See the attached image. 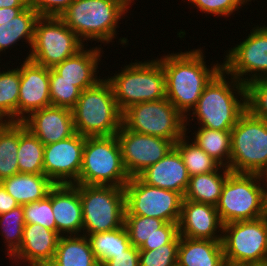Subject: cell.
<instances>
[{"instance_id": "6da1fadb", "label": "cell", "mask_w": 267, "mask_h": 266, "mask_svg": "<svg viewBox=\"0 0 267 266\" xmlns=\"http://www.w3.org/2000/svg\"><path fill=\"white\" fill-rule=\"evenodd\" d=\"M206 50L188 48L158 57L165 75L166 98L186 117L196 106L205 86L222 69V62L207 65Z\"/></svg>"}, {"instance_id": "7a4b0ae2", "label": "cell", "mask_w": 267, "mask_h": 266, "mask_svg": "<svg viewBox=\"0 0 267 266\" xmlns=\"http://www.w3.org/2000/svg\"><path fill=\"white\" fill-rule=\"evenodd\" d=\"M246 110V86L222 68L205 86L196 106L185 117V127L197 120L194 128L198 124L197 127L231 131Z\"/></svg>"}, {"instance_id": "3957f363", "label": "cell", "mask_w": 267, "mask_h": 266, "mask_svg": "<svg viewBox=\"0 0 267 266\" xmlns=\"http://www.w3.org/2000/svg\"><path fill=\"white\" fill-rule=\"evenodd\" d=\"M134 4L135 0H73L59 17L85 45L95 41L100 47L113 46L120 21Z\"/></svg>"}, {"instance_id": "277c9868", "label": "cell", "mask_w": 267, "mask_h": 266, "mask_svg": "<svg viewBox=\"0 0 267 266\" xmlns=\"http://www.w3.org/2000/svg\"><path fill=\"white\" fill-rule=\"evenodd\" d=\"M154 58L131 60L118 72H112L113 76H104L122 112L136 103L166 98L164 69L157 57Z\"/></svg>"}, {"instance_id": "5b68a950", "label": "cell", "mask_w": 267, "mask_h": 266, "mask_svg": "<svg viewBox=\"0 0 267 266\" xmlns=\"http://www.w3.org/2000/svg\"><path fill=\"white\" fill-rule=\"evenodd\" d=\"M71 110L76 132L85 137L113 136L122 126L123 112L105 77L96 85L81 91Z\"/></svg>"}, {"instance_id": "8992f818", "label": "cell", "mask_w": 267, "mask_h": 266, "mask_svg": "<svg viewBox=\"0 0 267 266\" xmlns=\"http://www.w3.org/2000/svg\"><path fill=\"white\" fill-rule=\"evenodd\" d=\"M263 175L231 172L216 205L222 224L256 220L265 213Z\"/></svg>"}, {"instance_id": "52a82bcc", "label": "cell", "mask_w": 267, "mask_h": 266, "mask_svg": "<svg viewBox=\"0 0 267 266\" xmlns=\"http://www.w3.org/2000/svg\"><path fill=\"white\" fill-rule=\"evenodd\" d=\"M129 179L116 135L86 137L82 167L75 184L124 188Z\"/></svg>"}, {"instance_id": "ba28073f", "label": "cell", "mask_w": 267, "mask_h": 266, "mask_svg": "<svg viewBox=\"0 0 267 266\" xmlns=\"http://www.w3.org/2000/svg\"><path fill=\"white\" fill-rule=\"evenodd\" d=\"M228 169L236 173L267 174V122L248 110L231 130Z\"/></svg>"}, {"instance_id": "9c48e42d", "label": "cell", "mask_w": 267, "mask_h": 266, "mask_svg": "<svg viewBox=\"0 0 267 266\" xmlns=\"http://www.w3.org/2000/svg\"><path fill=\"white\" fill-rule=\"evenodd\" d=\"M82 235L108 232L124 225L125 191L117 186L79 185Z\"/></svg>"}, {"instance_id": "30bf717a", "label": "cell", "mask_w": 267, "mask_h": 266, "mask_svg": "<svg viewBox=\"0 0 267 266\" xmlns=\"http://www.w3.org/2000/svg\"><path fill=\"white\" fill-rule=\"evenodd\" d=\"M84 46L60 17L40 16L35 24L30 52H26L23 59L50 69L75 55Z\"/></svg>"}, {"instance_id": "8fae6325", "label": "cell", "mask_w": 267, "mask_h": 266, "mask_svg": "<svg viewBox=\"0 0 267 266\" xmlns=\"http://www.w3.org/2000/svg\"><path fill=\"white\" fill-rule=\"evenodd\" d=\"M122 124L133 132L171 140L185 133V117L167 99L140 102L123 111Z\"/></svg>"}, {"instance_id": "7c38bea8", "label": "cell", "mask_w": 267, "mask_h": 266, "mask_svg": "<svg viewBox=\"0 0 267 266\" xmlns=\"http://www.w3.org/2000/svg\"><path fill=\"white\" fill-rule=\"evenodd\" d=\"M221 242L227 265L267 263V234L262 217L224 224Z\"/></svg>"}, {"instance_id": "4fadbf2b", "label": "cell", "mask_w": 267, "mask_h": 266, "mask_svg": "<svg viewBox=\"0 0 267 266\" xmlns=\"http://www.w3.org/2000/svg\"><path fill=\"white\" fill-rule=\"evenodd\" d=\"M253 24L248 36L224 52L222 68L244 85L267 78V24Z\"/></svg>"}, {"instance_id": "5bb4252c", "label": "cell", "mask_w": 267, "mask_h": 266, "mask_svg": "<svg viewBox=\"0 0 267 266\" xmlns=\"http://www.w3.org/2000/svg\"><path fill=\"white\" fill-rule=\"evenodd\" d=\"M125 215L159 218L166 223H178L184 196L181 193L153 187L139 177H130L124 187Z\"/></svg>"}, {"instance_id": "9a60e30c", "label": "cell", "mask_w": 267, "mask_h": 266, "mask_svg": "<svg viewBox=\"0 0 267 266\" xmlns=\"http://www.w3.org/2000/svg\"><path fill=\"white\" fill-rule=\"evenodd\" d=\"M116 137L121 148L123 165L129 177H138L174 148L171 140L133 132L123 124Z\"/></svg>"}, {"instance_id": "2e32d148", "label": "cell", "mask_w": 267, "mask_h": 266, "mask_svg": "<svg viewBox=\"0 0 267 266\" xmlns=\"http://www.w3.org/2000/svg\"><path fill=\"white\" fill-rule=\"evenodd\" d=\"M85 136L74 135L44 145L43 174L54 184H75L82 167Z\"/></svg>"}, {"instance_id": "e0dca14e", "label": "cell", "mask_w": 267, "mask_h": 266, "mask_svg": "<svg viewBox=\"0 0 267 266\" xmlns=\"http://www.w3.org/2000/svg\"><path fill=\"white\" fill-rule=\"evenodd\" d=\"M18 64L20 88L18 97V122L33 111L51 105L49 90V68L24 59Z\"/></svg>"}, {"instance_id": "ac0fdd59", "label": "cell", "mask_w": 267, "mask_h": 266, "mask_svg": "<svg viewBox=\"0 0 267 266\" xmlns=\"http://www.w3.org/2000/svg\"><path fill=\"white\" fill-rule=\"evenodd\" d=\"M44 145L59 142L76 133L72 110L47 106L33 111L21 121Z\"/></svg>"}, {"instance_id": "d6986e66", "label": "cell", "mask_w": 267, "mask_h": 266, "mask_svg": "<svg viewBox=\"0 0 267 266\" xmlns=\"http://www.w3.org/2000/svg\"><path fill=\"white\" fill-rule=\"evenodd\" d=\"M178 229L181 237L222 241L223 224L210 204L183 199Z\"/></svg>"}, {"instance_id": "ffe728a7", "label": "cell", "mask_w": 267, "mask_h": 266, "mask_svg": "<svg viewBox=\"0 0 267 266\" xmlns=\"http://www.w3.org/2000/svg\"><path fill=\"white\" fill-rule=\"evenodd\" d=\"M89 46L85 45L75 55L66 58L53 68L58 73V80H68L83 91L103 79L98 70L101 66L98 65H102L105 48L99 45Z\"/></svg>"}, {"instance_id": "44dd1931", "label": "cell", "mask_w": 267, "mask_h": 266, "mask_svg": "<svg viewBox=\"0 0 267 266\" xmlns=\"http://www.w3.org/2000/svg\"><path fill=\"white\" fill-rule=\"evenodd\" d=\"M52 212L56 232L61 236L82 235L83 214L79 184H55L52 187Z\"/></svg>"}, {"instance_id": "7402d4cb", "label": "cell", "mask_w": 267, "mask_h": 266, "mask_svg": "<svg viewBox=\"0 0 267 266\" xmlns=\"http://www.w3.org/2000/svg\"><path fill=\"white\" fill-rule=\"evenodd\" d=\"M60 236L58 232L40 224H25L20 249L9 259L15 264L11 266L53 260Z\"/></svg>"}, {"instance_id": "603a6c76", "label": "cell", "mask_w": 267, "mask_h": 266, "mask_svg": "<svg viewBox=\"0 0 267 266\" xmlns=\"http://www.w3.org/2000/svg\"><path fill=\"white\" fill-rule=\"evenodd\" d=\"M147 185L181 193L187 190L190 176L178 150L170 152L138 176Z\"/></svg>"}, {"instance_id": "cb8c5ba5", "label": "cell", "mask_w": 267, "mask_h": 266, "mask_svg": "<svg viewBox=\"0 0 267 266\" xmlns=\"http://www.w3.org/2000/svg\"><path fill=\"white\" fill-rule=\"evenodd\" d=\"M39 17V14L33 8L27 6L14 18L0 22V61L3 60V58L1 59L2 53H5L4 57H7V52L12 48L15 47L16 49L14 48L13 50H18L16 46L25 47V44H28L26 48L30 52L29 49H31L34 38L35 24ZM20 41L23 46L19 43Z\"/></svg>"}, {"instance_id": "d4e9b609", "label": "cell", "mask_w": 267, "mask_h": 266, "mask_svg": "<svg viewBox=\"0 0 267 266\" xmlns=\"http://www.w3.org/2000/svg\"><path fill=\"white\" fill-rule=\"evenodd\" d=\"M177 263L180 266H224L222 242L180 236Z\"/></svg>"}, {"instance_id": "484cf974", "label": "cell", "mask_w": 267, "mask_h": 266, "mask_svg": "<svg viewBox=\"0 0 267 266\" xmlns=\"http://www.w3.org/2000/svg\"><path fill=\"white\" fill-rule=\"evenodd\" d=\"M18 205L44 199L55 185L44 174L18 173L0 182Z\"/></svg>"}, {"instance_id": "4316f807", "label": "cell", "mask_w": 267, "mask_h": 266, "mask_svg": "<svg viewBox=\"0 0 267 266\" xmlns=\"http://www.w3.org/2000/svg\"><path fill=\"white\" fill-rule=\"evenodd\" d=\"M230 173L227 167L221 166L216 171L191 176L184 199L216 206Z\"/></svg>"}, {"instance_id": "83f0119b", "label": "cell", "mask_w": 267, "mask_h": 266, "mask_svg": "<svg viewBox=\"0 0 267 266\" xmlns=\"http://www.w3.org/2000/svg\"><path fill=\"white\" fill-rule=\"evenodd\" d=\"M190 127V128H189ZM186 134L205 153L218 162L221 166L229 168L231 154V131L213 130L205 127H185ZM193 128L192 130H190ZM194 135V136H193ZM192 136V137H191Z\"/></svg>"}, {"instance_id": "f1b7e54d", "label": "cell", "mask_w": 267, "mask_h": 266, "mask_svg": "<svg viewBox=\"0 0 267 266\" xmlns=\"http://www.w3.org/2000/svg\"><path fill=\"white\" fill-rule=\"evenodd\" d=\"M53 261L58 266H100L85 235L60 236Z\"/></svg>"}, {"instance_id": "f546056e", "label": "cell", "mask_w": 267, "mask_h": 266, "mask_svg": "<svg viewBox=\"0 0 267 266\" xmlns=\"http://www.w3.org/2000/svg\"><path fill=\"white\" fill-rule=\"evenodd\" d=\"M19 140L20 122L4 121L0 125V182L19 173Z\"/></svg>"}, {"instance_id": "4dcf8cb0", "label": "cell", "mask_w": 267, "mask_h": 266, "mask_svg": "<svg viewBox=\"0 0 267 266\" xmlns=\"http://www.w3.org/2000/svg\"><path fill=\"white\" fill-rule=\"evenodd\" d=\"M0 66V118L3 121H18V97L20 88V69L13 65ZM4 66V70L1 67ZM8 67V68H7ZM6 68V69H5ZM13 68V69H12Z\"/></svg>"}, {"instance_id": "1f68e13d", "label": "cell", "mask_w": 267, "mask_h": 266, "mask_svg": "<svg viewBox=\"0 0 267 266\" xmlns=\"http://www.w3.org/2000/svg\"><path fill=\"white\" fill-rule=\"evenodd\" d=\"M87 238L100 266L113 258V255L123 253L131 246L129 234L124 225L112 231L87 235Z\"/></svg>"}, {"instance_id": "d6a6232c", "label": "cell", "mask_w": 267, "mask_h": 266, "mask_svg": "<svg viewBox=\"0 0 267 266\" xmlns=\"http://www.w3.org/2000/svg\"><path fill=\"white\" fill-rule=\"evenodd\" d=\"M19 173L43 174L44 144L20 122Z\"/></svg>"}, {"instance_id": "836d02e7", "label": "cell", "mask_w": 267, "mask_h": 266, "mask_svg": "<svg viewBox=\"0 0 267 266\" xmlns=\"http://www.w3.org/2000/svg\"><path fill=\"white\" fill-rule=\"evenodd\" d=\"M174 147L181 155L190 177L213 172L221 167L218 162L195 144L186 133L175 142Z\"/></svg>"}, {"instance_id": "e575fe53", "label": "cell", "mask_w": 267, "mask_h": 266, "mask_svg": "<svg viewBox=\"0 0 267 266\" xmlns=\"http://www.w3.org/2000/svg\"><path fill=\"white\" fill-rule=\"evenodd\" d=\"M24 210L23 205H18L16 208L0 215V236L4 240L3 252L10 259L21 246L24 231Z\"/></svg>"}, {"instance_id": "d590c367", "label": "cell", "mask_w": 267, "mask_h": 266, "mask_svg": "<svg viewBox=\"0 0 267 266\" xmlns=\"http://www.w3.org/2000/svg\"><path fill=\"white\" fill-rule=\"evenodd\" d=\"M166 222L159 218L139 215H125L124 226L129 234L131 245L140 248L146 240L159 232Z\"/></svg>"}, {"instance_id": "8d00e7d4", "label": "cell", "mask_w": 267, "mask_h": 266, "mask_svg": "<svg viewBox=\"0 0 267 266\" xmlns=\"http://www.w3.org/2000/svg\"><path fill=\"white\" fill-rule=\"evenodd\" d=\"M185 1L190 5L189 7L192 6V9H197L201 14H205L204 16L207 18L211 15L214 17L217 16L216 18H222L224 16V19H228L230 16L234 17L236 11L237 14L240 13V10L248 9L247 5L250 6L251 1L255 2L257 0H184L183 2ZM242 7L244 8L242 9Z\"/></svg>"}, {"instance_id": "74e56055", "label": "cell", "mask_w": 267, "mask_h": 266, "mask_svg": "<svg viewBox=\"0 0 267 266\" xmlns=\"http://www.w3.org/2000/svg\"><path fill=\"white\" fill-rule=\"evenodd\" d=\"M49 90L51 105L72 109L81 90L68 80H58V73L53 69H49Z\"/></svg>"}, {"instance_id": "f35d334b", "label": "cell", "mask_w": 267, "mask_h": 266, "mask_svg": "<svg viewBox=\"0 0 267 266\" xmlns=\"http://www.w3.org/2000/svg\"><path fill=\"white\" fill-rule=\"evenodd\" d=\"M25 224H40L56 231V223L52 212V188L48 195L39 201L23 205Z\"/></svg>"}, {"instance_id": "ab89813d", "label": "cell", "mask_w": 267, "mask_h": 266, "mask_svg": "<svg viewBox=\"0 0 267 266\" xmlns=\"http://www.w3.org/2000/svg\"><path fill=\"white\" fill-rule=\"evenodd\" d=\"M178 235L171 243L153 250H139V266H173L177 263Z\"/></svg>"}, {"instance_id": "60d3db41", "label": "cell", "mask_w": 267, "mask_h": 266, "mask_svg": "<svg viewBox=\"0 0 267 266\" xmlns=\"http://www.w3.org/2000/svg\"><path fill=\"white\" fill-rule=\"evenodd\" d=\"M245 86L247 110L267 122V78L252 81Z\"/></svg>"}, {"instance_id": "b9f144b4", "label": "cell", "mask_w": 267, "mask_h": 266, "mask_svg": "<svg viewBox=\"0 0 267 266\" xmlns=\"http://www.w3.org/2000/svg\"><path fill=\"white\" fill-rule=\"evenodd\" d=\"M179 235L178 223H165L139 250H153L171 243Z\"/></svg>"}, {"instance_id": "7bdbcfd3", "label": "cell", "mask_w": 267, "mask_h": 266, "mask_svg": "<svg viewBox=\"0 0 267 266\" xmlns=\"http://www.w3.org/2000/svg\"><path fill=\"white\" fill-rule=\"evenodd\" d=\"M72 2L73 0H27V5L39 16L59 17Z\"/></svg>"}, {"instance_id": "ee69618b", "label": "cell", "mask_w": 267, "mask_h": 266, "mask_svg": "<svg viewBox=\"0 0 267 266\" xmlns=\"http://www.w3.org/2000/svg\"><path fill=\"white\" fill-rule=\"evenodd\" d=\"M102 266H139V248L130 246L123 253L113 255Z\"/></svg>"}, {"instance_id": "f6af8a7d", "label": "cell", "mask_w": 267, "mask_h": 266, "mask_svg": "<svg viewBox=\"0 0 267 266\" xmlns=\"http://www.w3.org/2000/svg\"><path fill=\"white\" fill-rule=\"evenodd\" d=\"M17 206L18 203L10 194L6 192V189L0 183V215L9 212Z\"/></svg>"}, {"instance_id": "bcb514c9", "label": "cell", "mask_w": 267, "mask_h": 266, "mask_svg": "<svg viewBox=\"0 0 267 266\" xmlns=\"http://www.w3.org/2000/svg\"><path fill=\"white\" fill-rule=\"evenodd\" d=\"M26 7L0 8V22L10 20L19 15Z\"/></svg>"}, {"instance_id": "7dc6e473", "label": "cell", "mask_w": 267, "mask_h": 266, "mask_svg": "<svg viewBox=\"0 0 267 266\" xmlns=\"http://www.w3.org/2000/svg\"><path fill=\"white\" fill-rule=\"evenodd\" d=\"M27 0H0V8L27 7Z\"/></svg>"}, {"instance_id": "c3c4849f", "label": "cell", "mask_w": 267, "mask_h": 266, "mask_svg": "<svg viewBox=\"0 0 267 266\" xmlns=\"http://www.w3.org/2000/svg\"><path fill=\"white\" fill-rule=\"evenodd\" d=\"M25 266H58L53 260L35 261Z\"/></svg>"}, {"instance_id": "681fc988", "label": "cell", "mask_w": 267, "mask_h": 266, "mask_svg": "<svg viewBox=\"0 0 267 266\" xmlns=\"http://www.w3.org/2000/svg\"><path fill=\"white\" fill-rule=\"evenodd\" d=\"M263 181H264V197H265V213L267 214V174L263 175Z\"/></svg>"}, {"instance_id": "f907efd6", "label": "cell", "mask_w": 267, "mask_h": 266, "mask_svg": "<svg viewBox=\"0 0 267 266\" xmlns=\"http://www.w3.org/2000/svg\"><path fill=\"white\" fill-rule=\"evenodd\" d=\"M263 220H264V226H265V229H266V234H267V214H264L262 216Z\"/></svg>"}, {"instance_id": "816d5d0a", "label": "cell", "mask_w": 267, "mask_h": 266, "mask_svg": "<svg viewBox=\"0 0 267 266\" xmlns=\"http://www.w3.org/2000/svg\"><path fill=\"white\" fill-rule=\"evenodd\" d=\"M246 266H267V263H265V264H260V265H246Z\"/></svg>"}, {"instance_id": "f5cc1de1", "label": "cell", "mask_w": 267, "mask_h": 266, "mask_svg": "<svg viewBox=\"0 0 267 266\" xmlns=\"http://www.w3.org/2000/svg\"><path fill=\"white\" fill-rule=\"evenodd\" d=\"M4 121L0 118V125L3 123Z\"/></svg>"}]
</instances>
